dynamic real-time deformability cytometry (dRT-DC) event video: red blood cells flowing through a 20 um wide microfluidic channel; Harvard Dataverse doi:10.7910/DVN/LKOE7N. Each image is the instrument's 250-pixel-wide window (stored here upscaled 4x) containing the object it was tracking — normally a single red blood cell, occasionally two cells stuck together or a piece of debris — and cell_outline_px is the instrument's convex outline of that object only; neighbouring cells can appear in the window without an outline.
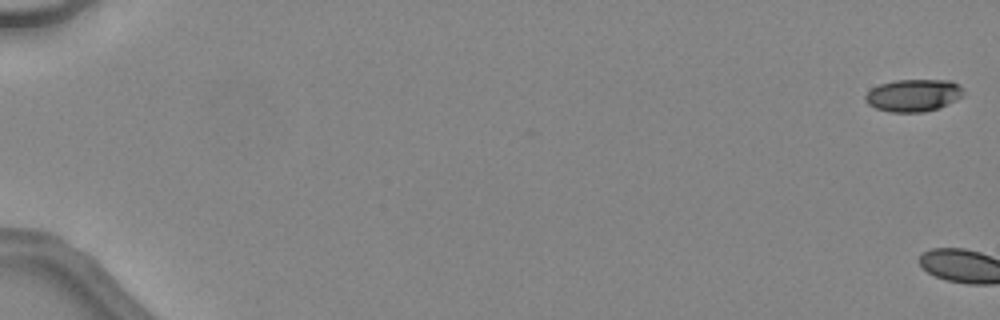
{"species": "common noctule bat (a hibernating species)", "species_latin": "Nyctalus noctula", "temperature_condition": "warm", "stored_images_in_passage": 3, "camera_frame_rate_fps": 3000, "um_per_image_px": 0.085, "animal": {"sex": "female", "body_mass_g": 24.6, "forearm_length_mm": 56.2}, "frame": {"image": 1, "passage_image": 1, "time_ms": 0.0, "image_size_px": [1000, 320], "cell_outline_px": [[964, 96], [940, 108], [924, 112], [888, 112], [876, 108], [868, 104], [864, 100], [864, 96], [872, 88], [880, 84], [896, 80], [952, 80], [964, 92]], "centroid_in_image_um": [77.63, 8.11], "position_along_channel_um": 7.4, "area_um2": 18.55}}